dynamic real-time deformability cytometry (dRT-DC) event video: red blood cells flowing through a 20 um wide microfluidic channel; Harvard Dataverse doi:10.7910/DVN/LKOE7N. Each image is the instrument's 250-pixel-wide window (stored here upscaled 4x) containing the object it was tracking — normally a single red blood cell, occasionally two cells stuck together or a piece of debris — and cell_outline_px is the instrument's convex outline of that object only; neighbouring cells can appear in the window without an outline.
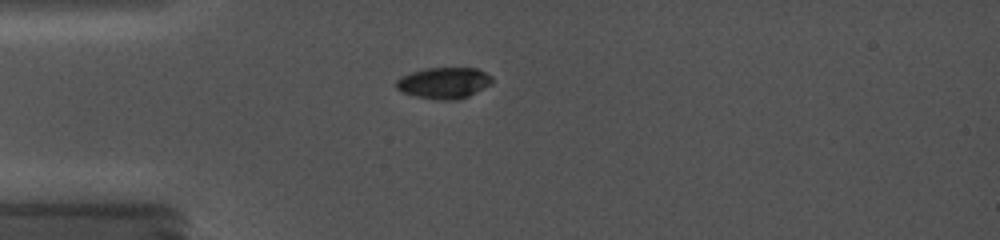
{"species": "common noctule bat (a hibernating species)", "species_latin": "Nyctalus noctula", "temperature_condition": "cold", "stored_images_in_passage": 44, "camera_frame_rate_fps": 5000, "um_per_image_px": 0.085, "animal": {"sex": "female", "body_mass_g": 19.0, "forearm_length_mm": 56.7}, "frame": {"image": 1, "passage_image": 18, "time_ms": 4.6, "image_size_px": [1000, 240], "cell_outline_px": [[492, 84], [468, 96], [456, 100], [440, 100], [416, 96], [404, 92], [396, 88], [396, 80], [400, 76], [412, 72], [428, 68], [476, 68], [492, 76]], "centroid_in_image_um": [37.74, 7.05], "position_along_channel_um": 47.3, "area_um2": 17.34}}
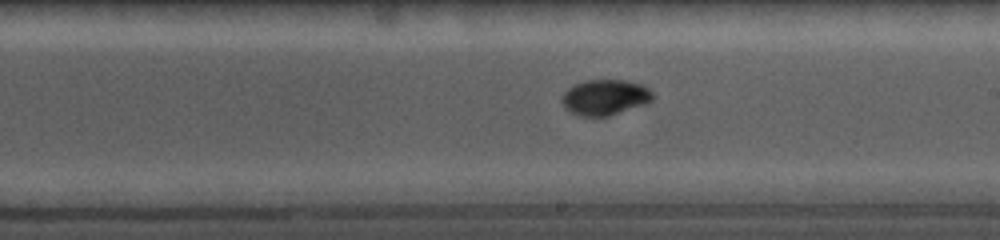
{"frame": {"image": 2, "passage_image": 32, "time_ms": 10.0, "image_size_px": [1000, 240], "cell_outline_px": [[652, 100], [644, 104], [608, 116], [580, 116], [564, 108], [560, 100], [564, 92], [572, 84], [584, 80], [628, 80], [644, 84], [652, 92]], "centroid_in_image_um": [51.39, 8.25], "position_along_channel_um": 237.6, "area_um2": 18.96}}
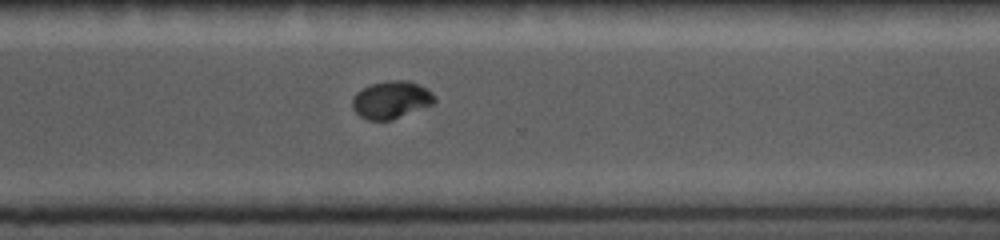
{"frame": {"image": 3, "passage_image": 41, "time_ms": 12.6, "image_size_px": [1000, 240], "cell_outline_px": [[436, 100], [432, 104], [392, 120], [368, 120], [360, 116], [352, 108], [352, 96], [356, 92], [372, 84], [388, 80], [408, 80], [432, 92], [436, 96]], "centroid_in_image_um": [33.23, 8.49], "position_along_channel_um": 337.4, "area_um2": 17.86}}